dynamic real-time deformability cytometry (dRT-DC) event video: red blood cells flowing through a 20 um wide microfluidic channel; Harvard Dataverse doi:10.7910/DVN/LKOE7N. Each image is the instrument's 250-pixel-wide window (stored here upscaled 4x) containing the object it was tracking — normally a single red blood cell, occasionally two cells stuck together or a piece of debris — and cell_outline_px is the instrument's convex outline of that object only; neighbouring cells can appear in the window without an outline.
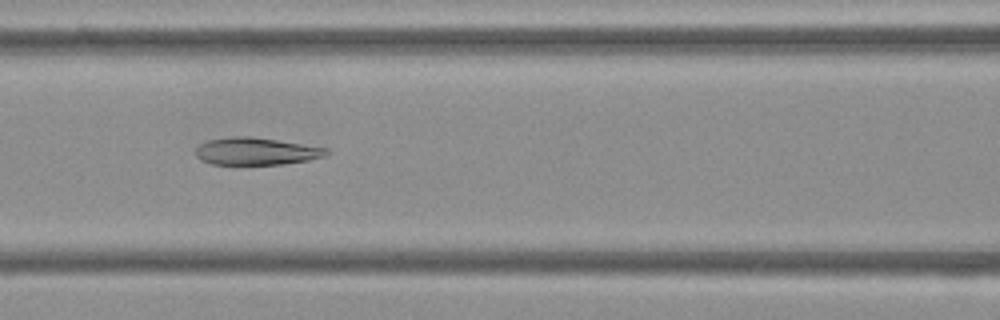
{"species": "Egyptian fruit bat (a non-hibernating species)", "species_latin": "Rousettus aegyptiacus", "temperature_condition": "cold", "stored_images_in_passage": 47, "camera_frame_rate_fps": 3000, "um_per_image_px": 0.085, "frame": {"image": 1, "passage_image": 16, "time_ms": 5.0, "image_size_px": [1000, 320], "cell_outline_px": [[332, 152], [328, 156], [308, 160], [284, 164], [212, 164], [200, 160], [196, 156], [196, 148], [200, 144], [208, 140], [232, 136], [252, 136], [328, 148]], "centroid_in_image_um": [21.81, 12.86], "position_along_channel_um": 144.8, "area_um2": 20.98}}
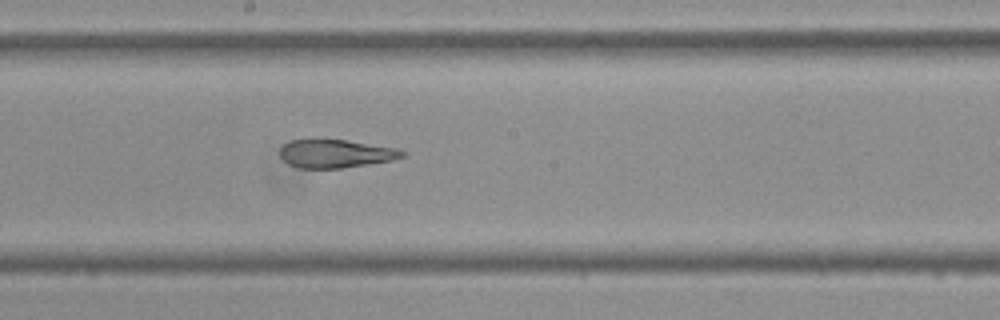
{"frame": {"image": 2, "passage_image": 22, "time_ms": 7.0, "image_size_px": [1000, 320], "cell_outline_px": [[404, 156], [392, 160], [368, 164], [340, 168], [296, 168], [288, 164], [280, 156], [280, 148], [284, 144], [292, 140], [348, 140], [400, 148], [404, 152]], "centroid_in_image_um": [28.54, 13.06], "position_along_channel_um": 219.7, "area_um2": 20.11}}
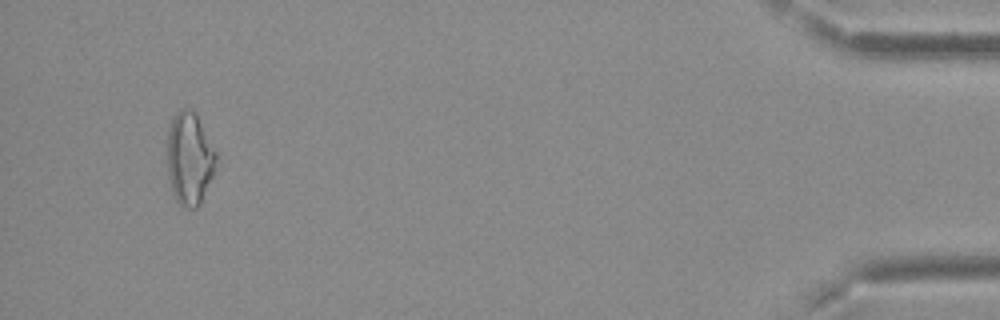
{"frame": {"image": 3, "passage_image": 44, "time_ms": 14.333, "image_size_px": [1000, 320], "cell_outline_px": [[220, 160], [200, 204], [196, 208], [180, 208], [172, 192], [168, 180], [168, 128], [176, 112], [180, 108], [188, 108], [196, 112]], "centroid_in_image_um": [16.13, 13.5], "position_along_channel_um": 419.1, "area_um2": 26.93}, "authors_computed_cell_mechanics": {"area_um2": 22.8888, "velocity_mm_per_s": 3.747, "shape_relaxation_time_tau1_ms": 9.2839, "shape_relaxation_time_tau2_ms": 2.4648, "deformation_change_tau1": 0.1988, "deformation_change_tau2": 0.0944}}